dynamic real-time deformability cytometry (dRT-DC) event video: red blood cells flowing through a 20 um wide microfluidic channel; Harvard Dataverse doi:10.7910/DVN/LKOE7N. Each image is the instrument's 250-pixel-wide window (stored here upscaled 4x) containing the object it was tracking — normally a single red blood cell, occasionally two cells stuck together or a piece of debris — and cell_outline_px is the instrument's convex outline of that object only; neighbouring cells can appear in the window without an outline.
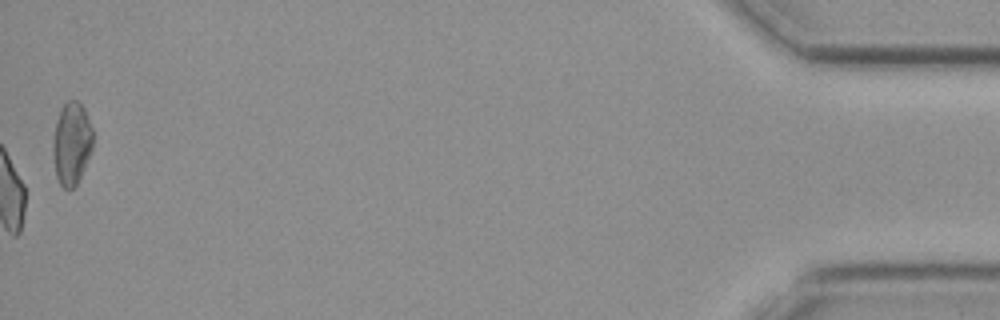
{"species": "common noctule bat (a hibernating species)", "species_latin": "Nyctalus noctula", "temperature_condition": "cold", "stored_images_in_passage": 46, "camera_frame_rate_fps": 3000, "um_per_image_px": 0.085, "animal": {"sex": "female", "body_mass_g": 19.3, "forearm_length_mm": 54.1}, "frame": {"image": 1, "passage_image": 46, "time_ms": 15.0, "image_size_px": [1000, 320], "cell_outline_px": [[92, 148], [80, 176], [76, 184], [72, 188], [64, 188], [60, 184], [56, 176], [52, 152], [52, 136], [56, 120], [60, 108], [68, 100], [76, 100], [84, 108], [92, 128]], "centroid_in_image_um": [6.05, 12.16], "position_along_channel_um": 429.2, "area_um2": 19.19}, "authors_computed_cell_mechanics": {"area_um2": 19.0162, "velocity_mm_per_s": 3.7997, "shape_relaxation_time_tau1_ms": null, "shape_relaxation_time_tau2_ms": 5.7493, "deformation_change_tau1": null, "deformation_change_tau2": 0.1174}}